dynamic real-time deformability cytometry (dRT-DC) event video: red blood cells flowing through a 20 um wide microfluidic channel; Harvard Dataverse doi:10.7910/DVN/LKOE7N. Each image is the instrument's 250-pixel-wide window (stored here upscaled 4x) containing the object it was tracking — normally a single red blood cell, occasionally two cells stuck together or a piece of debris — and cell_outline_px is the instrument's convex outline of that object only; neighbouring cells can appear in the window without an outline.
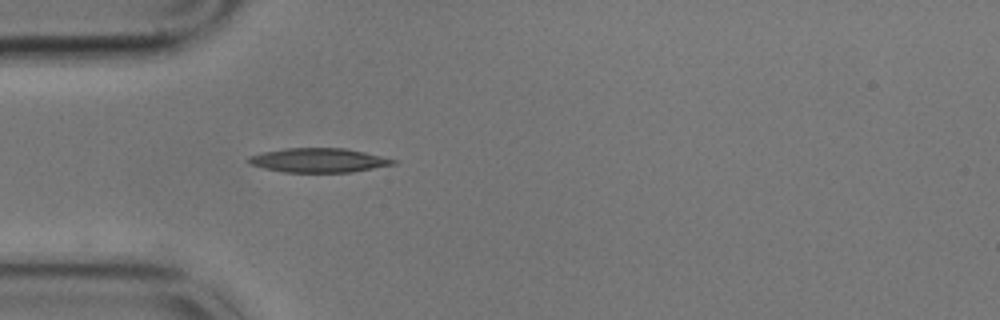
{"species": "common noctule bat (a hibernating species)", "species_latin": "Nyctalus noctula", "temperature_condition": "cold", "stored_images_in_passage": 13, "camera_frame_rate_fps": 3000, "um_per_image_px": 0.085, "animal": {"sex": "male", "body_mass_g": 17.9}, "frame": {"image": 1, "passage_image": 1, "time_ms": 0.0, "image_size_px": [1000, 320], "cell_outline_px": [[400, 160], [396, 164], [352, 172], [284, 172], [264, 168], [248, 164], [244, 160], [248, 156], [260, 152], [284, 148], [344, 148], [364, 152]], "centroid_in_image_um": [27.05, 13.62], "position_along_channel_um": 58.0, "area_um2": 20.69}}
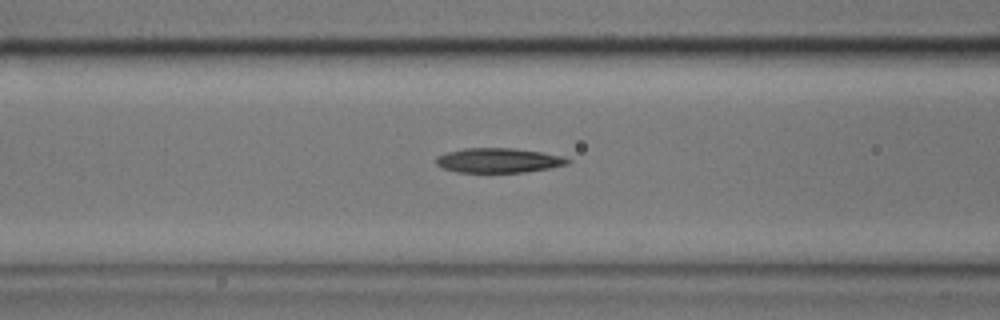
{"frame": {"image": 2, "passage_image": 7, "time_ms": 2.0, "image_size_px": [1000, 320], "cell_outline_px": [[572, 160], [568, 164], [548, 168], [524, 172], [456, 172], [444, 168], [436, 164], [436, 156], [448, 152], [464, 148], [512, 148], [540, 152], [560, 156]], "centroid_in_image_um": [42.34, 13.63], "position_along_channel_um": 124.3, "area_um2": 18.67}}